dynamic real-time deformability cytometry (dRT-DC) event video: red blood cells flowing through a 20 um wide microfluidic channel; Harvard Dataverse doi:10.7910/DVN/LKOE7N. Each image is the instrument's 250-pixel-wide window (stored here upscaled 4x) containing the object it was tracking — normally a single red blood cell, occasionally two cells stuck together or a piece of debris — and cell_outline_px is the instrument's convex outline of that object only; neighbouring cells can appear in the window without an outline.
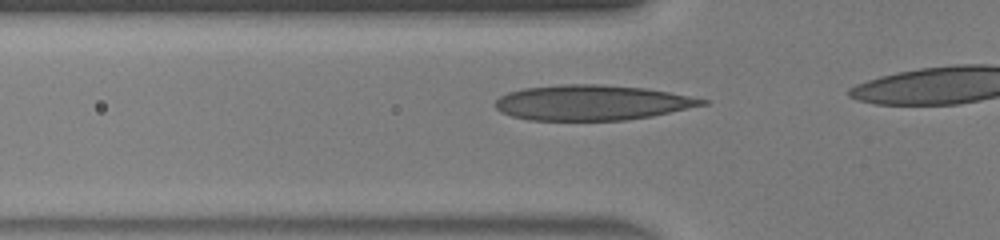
{"species": "human", "species_latin": "Homo sapiens", "temperature_condition": "warm", "stored_images_in_passage": 7, "camera_frame_rate_fps": 3000, "um_per_image_px": 0.085, "donor": {"sex": "male"}, "frame": {"image": 1, "passage_image": 2, "time_ms": 0.333, "image_size_px": [1000, 240], "cell_outline_px": [[708, 104], [652, 116], [624, 120], [528, 120], [512, 116], [500, 112], [496, 108], [496, 100], [500, 96], [508, 92], [524, 88], [560, 84], [600, 84], [648, 88], [708, 100]], "centroid_in_image_um": [50.29, 8.72], "position_along_channel_um": 75.5, "area_um2": 42.43}}
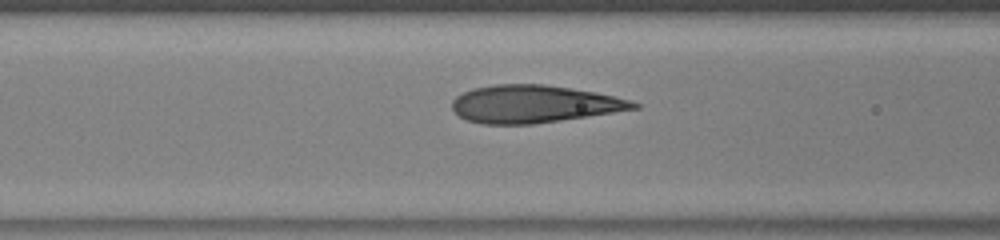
{"frame": {"image": 2, "passage_image": 5, "time_ms": 1.333, "image_size_px": [1000, 240], "cell_outline_px": [[640, 108], [560, 120], [532, 124], [484, 124], [468, 120], [460, 116], [452, 108], [452, 100], [456, 96], [472, 88], [496, 84], [544, 84], [572, 88], [596, 92], [632, 100], [640, 104]], "centroid_in_image_um": [45.39, 8.83], "position_along_channel_um": 121.2, "area_um2": 39.59}}